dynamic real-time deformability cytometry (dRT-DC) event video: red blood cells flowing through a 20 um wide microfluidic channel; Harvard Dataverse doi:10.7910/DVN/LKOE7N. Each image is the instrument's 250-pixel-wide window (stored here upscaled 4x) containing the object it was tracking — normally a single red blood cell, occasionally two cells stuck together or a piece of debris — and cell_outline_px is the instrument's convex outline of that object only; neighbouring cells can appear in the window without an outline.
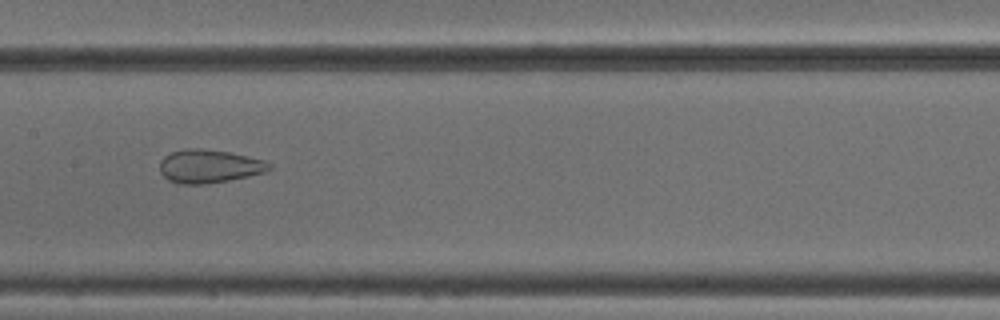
{"species": "common noctule bat (a hibernating species)", "species_latin": "Nyctalus noctula", "temperature_condition": "cold", "stored_images_in_passage": 37, "camera_frame_rate_fps": 3000, "um_per_image_px": 0.085, "animal": {"sex": "male", "body_mass_g": 18.8}, "frame": {"image": 1, "passage_image": 26, "time_ms": 8.333, "image_size_px": [1000, 320], "cell_outline_px": [[272, 168], [268, 172], [228, 180], [204, 184], [176, 184], [168, 180], [160, 172], [160, 160], [164, 156], [172, 152], [188, 148], [200, 148], [228, 152], [248, 156], [264, 160], [272, 164]], "centroid_in_image_um": [17.79, 14.13], "position_along_channel_um": 189.6, "area_um2": 21.39}}
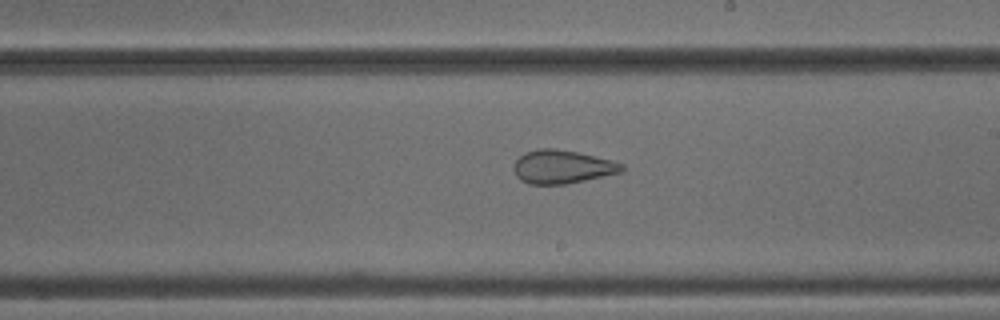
{"frame": {"image": 2, "passage_image": 30, "time_ms": 9.667, "image_size_px": [1000, 320], "cell_outline_px": [[624, 172], [564, 184], [528, 184], [520, 180], [516, 176], [512, 168], [512, 164], [524, 152], [536, 148], [556, 148], [576, 152], [612, 160], [624, 164]], "centroid_in_image_um": [47.76, 14.17], "position_along_channel_um": 241.2, "area_um2": 21.27}}